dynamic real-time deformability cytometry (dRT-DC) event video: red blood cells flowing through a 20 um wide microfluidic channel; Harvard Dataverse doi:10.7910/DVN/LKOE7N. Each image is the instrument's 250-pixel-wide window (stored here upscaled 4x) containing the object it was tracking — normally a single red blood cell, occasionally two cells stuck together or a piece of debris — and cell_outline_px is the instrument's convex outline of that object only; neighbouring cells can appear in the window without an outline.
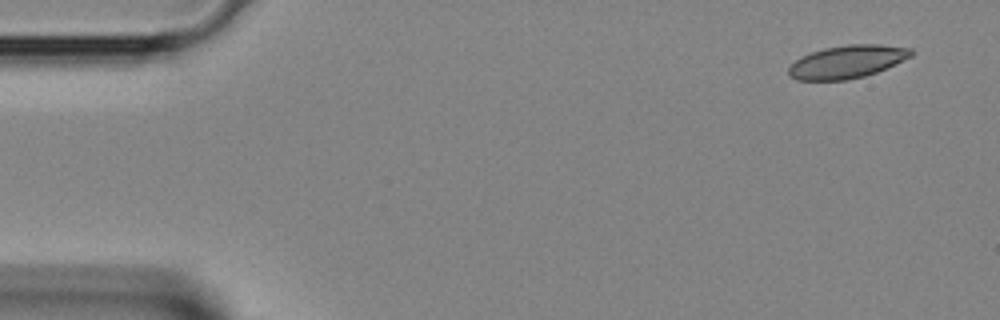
{"species": "Egyptian fruit bat (a non-hibernating species)", "species_latin": "Rousettus aegyptiacus", "temperature_condition": "room temperature", "stored_images_in_passage": 3, "camera_frame_rate_fps": 3000, "um_per_image_px": 0.085, "animal": {"sex": "female"}, "frame": {"image": 1, "passage_image": 1, "time_ms": 0.0, "image_size_px": [1000, 320], "cell_outline_px": [[916, 52], [912, 56], [876, 72], [864, 76], [844, 80], [796, 80], [788, 76], [788, 68], [796, 60], [812, 52], [824, 48], [848, 44], [880, 44], [912, 48]], "centroid_in_image_um": [72.02, 5.24], "position_along_channel_um": 13.0, "area_um2": 23.41}}